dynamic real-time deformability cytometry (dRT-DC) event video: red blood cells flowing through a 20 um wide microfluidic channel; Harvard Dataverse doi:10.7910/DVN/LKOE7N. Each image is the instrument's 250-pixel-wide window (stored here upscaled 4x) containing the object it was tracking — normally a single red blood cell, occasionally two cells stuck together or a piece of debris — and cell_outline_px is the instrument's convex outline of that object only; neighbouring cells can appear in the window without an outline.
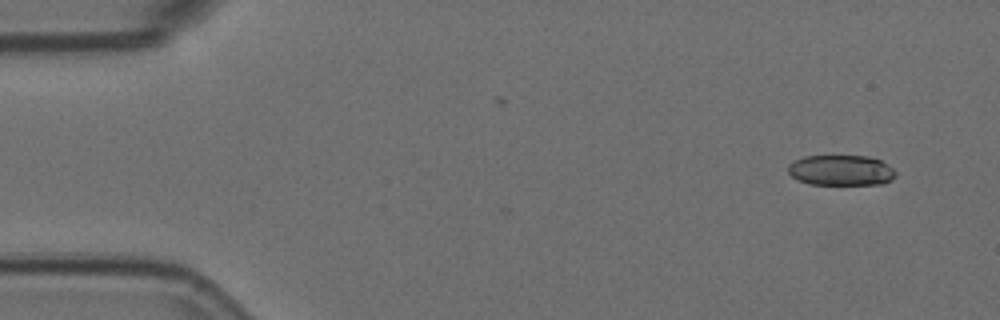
{"species": "Egyptian fruit bat (a non-hibernating species)", "species_latin": "Rousettus aegyptiacus", "temperature_condition": "room temperature", "stored_images_in_passage": 4, "camera_frame_rate_fps": 3000, "um_per_image_px": 0.085, "animal": {"sex": "female"}, "frame": {"image": 1, "passage_image": 4, "time_ms": 1.0, "image_size_px": [1000, 320], "cell_outline_px": [[896, 176], [892, 180], [884, 184], [808, 184], [792, 176], [788, 172], [788, 164], [804, 156], [868, 156], [880, 160], [892, 168], [896, 172]], "centroid_in_image_um": [71.51, 14.48], "position_along_channel_um": 13.5, "area_um2": 19.07}}